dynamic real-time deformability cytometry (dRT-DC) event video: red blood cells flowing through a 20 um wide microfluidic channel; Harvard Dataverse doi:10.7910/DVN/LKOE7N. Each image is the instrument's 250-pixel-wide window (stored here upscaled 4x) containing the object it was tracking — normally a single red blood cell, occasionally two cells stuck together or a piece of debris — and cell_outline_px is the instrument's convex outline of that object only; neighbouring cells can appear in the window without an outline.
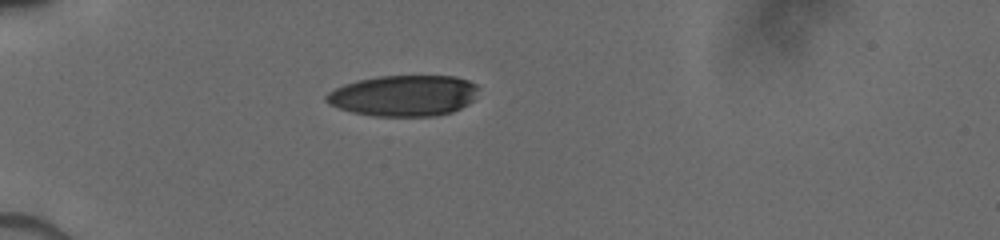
{"species": "human", "species_latin": "Homo sapiens", "temperature_condition": "cold", "stored_images_in_passage": 2, "camera_frame_rate_fps": 3000, "um_per_image_px": 0.085, "donor": {"sex": "male"}, "frame": {"image": 1, "passage_image": 1, "time_ms": 0.0, "image_size_px": [1000, 240], "cell_outline_px": [[476, 88], [472, 100], [468, 104], [452, 112], [432, 116], [376, 116], [352, 112], [328, 104], [324, 100], [324, 96], [328, 92], [344, 84], [356, 80], [380, 76], [456, 76], [468, 80], [476, 84]], "centroid_in_image_um": [34.27, 8.12], "position_along_channel_um": 50.7, "area_um2": 36.24}}